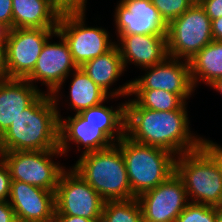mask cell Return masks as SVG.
I'll list each match as a JSON object with an SVG mask.
<instances>
[{
  "label": "cell",
  "mask_w": 222,
  "mask_h": 222,
  "mask_svg": "<svg viewBox=\"0 0 222 222\" xmlns=\"http://www.w3.org/2000/svg\"><path fill=\"white\" fill-rule=\"evenodd\" d=\"M125 103V135L132 141L163 148L176 156L201 146V137L194 136L189 128L187 103L171 111L142 108L134 99Z\"/></svg>",
  "instance_id": "cell-1"
},
{
  "label": "cell",
  "mask_w": 222,
  "mask_h": 222,
  "mask_svg": "<svg viewBox=\"0 0 222 222\" xmlns=\"http://www.w3.org/2000/svg\"><path fill=\"white\" fill-rule=\"evenodd\" d=\"M58 104L42 93L0 137V152L59 149Z\"/></svg>",
  "instance_id": "cell-2"
},
{
  "label": "cell",
  "mask_w": 222,
  "mask_h": 222,
  "mask_svg": "<svg viewBox=\"0 0 222 222\" xmlns=\"http://www.w3.org/2000/svg\"><path fill=\"white\" fill-rule=\"evenodd\" d=\"M72 169L105 201L136 198L131 190L127 169L120 148H109L80 155Z\"/></svg>",
  "instance_id": "cell-3"
},
{
  "label": "cell",
  "mask_w": 222,
  "mask_h": 222,
  "mask_svg": "<svg viewBox=\"0 0 222 222\" xmlns=\"http://www.w3.org/2000/svg\"><path fill=\"white\" fill-rule=\"evenodd\" d=\"M115 144L123 154L129 184L136 198L175 173L177 156L168 150L137 143L126 135Z\"/></svg>",
  "instance_id": "cell-4"
},
{
  "label": "cell",
  "mask_w": 222,
  "mask_h": 222,
  "mask_svg": "<svg viewBox=\"0 0 222 222\" xmlns=\"http://www.w3.org/2000/svg\"><path fill=\"white\" fill-rule=\"evenodd\" d=\"M175 172L184 183L189 202L222 205V173L201 146L177 156Z\"/></svg>",
  "instance_id": "cell-5"
},
{
  "label": "cell",
  "mask_w": 222,
  "mask_h": 222,
  "mask_svg": "<svg viewBox=\"0 0 222 222\" xmlns=\"http://www.w3.org/2000/svg\"><path fill=\"white\" fill-rule=\"evenodd\" d=\"M86 11L62 12L56 32L66 41L77 67L111 50L116 43L106 29L85 25Z\"/></svg>",
  "instance_id": "cell-6"
},
{
  "label": "cell",
  "mask_w": 222,
  "mask_h": 222,
  "mask_svg": "<svg viewBox=\"0 0 222 222\" xmlns=\"http://www.w3.org/2000/svg\"><path fill=\"white\" fill-rule=\"evenodd\" d=\"M166 37L168 56L189 61L213 41L211 19L200 4H193L167 25Z\"/></svg>",
  "instance_id": "cell-7"
},
{
  "label": "cell",
  "mask_w": 222,
  "mask_h": 222,
  "mask_svg": "<svg viewBox=\"0 0 222 222\" xmlns=\"http://www.w3.org/2000/svg\"><path fill=\"white\" fill-rule=\"evenodd\" d=\"M55 155L61 157L63 153L60 149L0 152V158L8 166L12 180L53 192L65 170L52 160Z\"/></svg>",
  "instance_id": "cell-8"
},
{
  "label": "cell",
  "mask_w": 222,
  "mask_h": 222,
  "mask_svg": "<svg viewBox=\"0 0 222 222\" xmlns=\"http://www.w3.org/2000/svg\"><path fill=\"white\" fill-rule=\"evenodd\" d=\"M105 200L72 168L61 173L55 191L54 215L81 216L101 221Z\"/></svg>",
  "instance_id": "cell-9"
},
{
  "label": "cell",
  "mask_w": 222,
  "mask_h": 222,
  "mask_svg": "<svg viewBox=\"0 0 222 222\" xmlns=\"http://www.w3.org/2000/svg\"><path fill=\"white\" fill-rule=\"evenodd\" d=\"M56 29L13 28L4 48L6 78L25 79L34 69L42 48Z\"/></svg>",
  "instance_id": "cell-10"
},
{
  "label": "cell",
  "mask_w": 222,
  "mask_h": 222,
  "mask_svg": "<svg viewBox=\"0 0 222 222\" xmlns=\"http://www.w3.org/2000/svg\"><path fill=\"white\" fill-rule=\"evenodd\" d=\"M55 36L60 38L58 43L45 42L33 71L25 78L31 84L36 80L42 81L47 86V94L51 95L55 104L59 101L58 94L61 86L69 75V72L78 67L74 63L72 54L64 38L57 32Z\"/></svg>",
  "instance_id": "cell-11"
},
{
  "label": "cell",
  "mask_w": 222,
  "mask_h": 222,
  "mask_svg": "<svg viewBox=\"0 0 222 222\" xmlns=\"http://www.w3.org/2000/svg\"><path fill=\"white\" fill-rule=\"evenodd\" d=\"M138 200L143 222H174L189 203L184 183L176 172L154 189L142 193Z\"/></svg>",
  "instance_id": "cell-12"
},
{
  "label": "cell",
  "mask_w": 222,
  "mask_h": 222,
  "mask_svg": "<svg viewBox=\"0 0 222 222\" xmlns=\"http://www.w3.org/2000/svg\"><path fill=\"white\" fill-rule=\"evenodd\" d=\"M144 69L149 71L131 81V90H165L179 95L185 102L195 90L187 60L168 56L161 63Z\"/></svg>",
  "instance_id": "cell-13"
},
{
  "label": "cell",
  "mask_w": 222,
  "mask_h": 222,
  "mask_svg": "<svg viewBox=\"0 0 222 222\" xmlns=\"http://www.w3.org/2000/svg\"><path fill=\"white\" fill-rule=\"evenodd\" d=\"M114 18L117 35H167V24L150 0H120Z\"/></svg>",
  "instance_id": "cell-14"
},
{
  "label": "cell",
  "mask_w": 222,
  "mask_h": 222,
  "mask_svg": "<svg viewBox=\"0 0 222 222\" xmlns=\"http://www.w3.org/2000/svg\"><path fill=\"white\" fill-rule=\"evenodd\" d=\"M9 204L17 222H53L55 192L21 181H11Z\"/></svg>",
  "instance_id": "cell-15"
},
{
  "label": "cell",
  "mask_w": 222,
  "mask_h": 222,
  "mask_svg": "<svg viewBox=\"0 0 222 222\" xmlns=\"http://www.w3.org/2000/svg\"><path fill=\"white\" fill-rule=\"evenodd\" d=\"M59 118V149L63 154L70 149L69 142L83 145L82 154L103 150L115 143L104 133V124L88 123L79 113Z\"/></svg>",
  "instance_id": "cell-16"
},
{
  "label": "cell",
  "mask_w": 222,
  "mask_h": 222,
  "mask_svg": "<svg viewBox=\"0 0 222 222\" xmlns=\"http://www.w3.org/2000/svg\"><path fill=\"white\" fill-rule=\"evenodd\" d=\"M118 44L124 68L134 63L142 69L159 64L168 57L166 35H118Z\"/></svg>",
  "instance_id": "cell-17"
},
{
  "label": "cell",
  "mask_w": 222,
  "mask_h": 222,
  "mask_svg": "<svg viewBox=\"0 0 222 222\" xmlns=\"http://www.w3.org/2000/svg\"><path fill=\"white\" fill-rule=\"evenodd\" d=\"M43 92L26 79H0V137Z\"/></svg>",
  "instance_id": "cell-18"
},
{
  "label": "cell",
  "mask_w": 222,
  "mask_h": 222,
  "mask_svg": "<svg viewBox=\"0 0 222 222\" xmlns=\"http://www.w3.org/2000/svg\"><path fill=\"white\" fill-rule=\"evenodd\" d=\"M80 69L109 97H124L130 95L131 81L123 84V86H119L115 91H110V86L126 71L116 45L105 54L85 62Z\"/></svg>",
  "instance_id": "cell-19"
},
{
  "label": "cell",
  "mask_w": 222,
  "mask_h": 222,
  "mask_svg": "<svg viewBox=\"0 0 222 222\" xmlns=\"http://www.w3.org/2000/svg\"><path fill=\"white\" fill-rule=\"evenodd\" d=\"M61 13L52 0H12L13 28L57 29Z\"/></svg>",
  "instance_id": "cell-20"
},
{
  "label": "cell",
  "mask_w": 222,
  "mask_h": 222,
  "mask_svg": "<svg viewBox=\"0 0 222 222\" xmlns=\"http://www.w3.org/2000/svg\"><path fill=\"white\" fill-rule=\"evenodd\" d=\"M188 62L194 88L199 81L210 86L222 78V42L213 40Z\"/></svg>",
  "instance_id": "cell-21"
},
{
  "label": "cell",
  "mask_w": 222,
  "mask_h": 222,
  "mask_svg": "<svg viewBox=\"0 0 222 222\" xmlns=\"http://www.w3.org/2000/svg\"><path fill=\"white\" fill-rule=\"evenodd\" d=\"M126 103L113 109L103 104L90 107L79 114L88 122L104 124V133L113 141L119 142L125 136Z\"/></svg>",
  "instance_id": "cell-22"
},
{
  "label": "cell",
  "mask_w": 222,
  "mask_h": 222,
  "mask_svg": "<svg viewBox=\"0 0 222 222\" xmlns=\"http://www.w3.org/2000/svg\"><path fill=\"white\" fill-rule=\"evenodd\" d=\"M70 86V105L76 114L90 107L101 104L110 97L95 84L80 67L73 71Z\"/></svg>",
  "instance_id": "cell-23"
},
{
  "label": "cell",
  "mask_w": 222,
  "mask_h": 222,
  "mask_svg": "<svg viewBox=\"0 0 222 222\" xmlns=\"http://www.w3.org/2000/svg\"><path fill=\"white\" fill-rule=\"evenodd\" d=\"M142 107L155 111H171L180 109L186 102L177 94L165 90H131L130 96Z\"/></svg>",
  "instance_id": "cell-24"
},
{
  "label": "cell",
  "mask_w": 222,
  "mask_h": 222,
  "mask_svg": "<svg viewBox=\"0 0 222 222\" xmlns=\"http://www.w3.org/2000/svg\"><path fill=\"white\" fill-rule=\"evenodd\" d=\"M100 222H143L138 198L105 201Z\"/></svg>",
  "instance_id": "cell-25"
},
{
  "label": "cell",
  "mask_w": 222,
  "mask_h": 222,
  "mask_svg": "<svg viewBox=\"0 0 222 222\" xmlns=\"http://www.w3.org/2000/svg\"><path fill=\"white\" fill-rule=\"evenodd\" d=\"M174 222H216V207L189 202Z\"/></svg>",
  "instance_id": "cell-26"
},
{
  "label": "cell",
  "mask_w": 222,
  "mask_h": 222,
  "mask_svg": "<svg viewBox=\"0 0 222 222\" xmlns=\"http://www.w3.org/2000/svg\"><path fill=\"white\" fill-rule=\"evenodd\" d=\"M157 8L160 16L168 25L171 21L181 16L192 5L191 0H150Z\"/></svg>",
  "instance_id": "cell-27"
},
{
  "label": "cell",
  "mask_w": 222,
  "mask_h": 222,
  "mask_svg": "<svg viewBox=\"0 0 222 222\" xmlns=\"http://www.w3.org/2000/svg\"><path fill=\"white\" fill-rule=\"evenodd\" d=\"M11 181L9 168L0 158V201H8Z\"/></svg>",
  "instance_id": "cell-28"
},
{
  "label": "cell",
  "mask_w": 222,
  "mask_h": 222,
  "mask_svg": "<svg viewBox=\"0 0 222 222\" xmlns=\"http://www.w3.org/2000/svg\"><path fill=\"white\" fill-rule=\"evenodd\" d=\"M201 147L211 156L222 173V147L205 138H201Z\"/></svg>",
  "instance_id": "cell-29"
},
{
  "label": "cell",
  "mask_w": 222,
  "mask_h": 222,
  "mask_svg": "<svg viewBox=\"0 0 222 222\" xmlns=\"http://www.w3.org/2000/svg\"><path fill=\"white\" fill-rule=\"evenodd\" d=\"M62 11H86L87 0H52Z\"/></svg>",
  "instance_id": "cell-30"
},
{
  "label": "cell",
  "mask_w": 222,
  "mask_h": 222,
  "mask_svg": "<svg viewBox=\"0 0 222 222\" xmlns=\"http://www.w3.org/2000/svg\"><path fill=\"white\" fill-rule=\"evenodd\" d=\"M200 5L211 20L222 17V0H203Z\"/></svg>",
  "instance_id": "cell-31"
},
{
  "label": "cell",
  "mask_w": 222,
  "mask_h": 222,
  "mask_svg": "<svg viewBox=\"0 0 222 222\" xmlns=\"http://www.w3.org/2000/svg\"><path fill=\"white\" fill-rule=\"evenodd\" d=\"M0 21L13 29L12 0H0Z\"/></svg>",
  "instance_id": "cell-32"
},
{
  "label": "cell",
  "mask_w": 222,
  "mask_h": 222,
  "mask_svg": "<svg viewBox=\"0 0 222 222\" xmlns=\"http://www.w3.org/2000/svg\"><path fill=\"white\" fill-rule=\"evenodd\" d=\"M0 222H17L15 212L9 201H0Z\"/></svg>",
  "instance_id": "cell-33"
},
{
  "label": "cell",
  "mask_w": 222,
  "mask_h": 222,
  "mask_svg": "<svg viewBox=\"0 0 222 222\" xmlns=\"http://www.w3.org/2000/svg\"><path fill=\"white\" fill-rule=\"evenodd\" d=\"M213 40L222 42V17L211 20Z\"/></svg>",
  "instance_id": "cell-34"
},
{
  "label": "cell",
  "mask_w": 222,
  "mask_h": 222,
  "mask_svg": "<svg viewBox=\"0 0 222 222\" xmlns=\"http://www.w3.org/2000/svg\"><path fill=\"white\" fill-rule=\"evenodd\" d=\"M53 222H94V221L81 216L54 215Z\"/></svg>",
  "instance_id": "cell-35"
},
{
  "label": "cell",
  "mask_w": 222,
  "mask_h": 222,
  "mask_svg": "<svg viewBox=\"0 0 222 222\" xmlns=\"http://www.w3.org/2000/svg\"><path fill=\"white\" fill-rule=\"evenodd\" d=\"M10 30L11 28L7 24L0 21V46L3 49L5 48L6 42L8 40Z\"/></svg>",
  "instance_id": "cell-36"
},
{
  "label": "cell",
  "mask_w": 222,
  "mask_h": 222,
  "mask_svg": "<svg viewBox=\"0 0 222 222\" xmlns=\"http://www.w3.org/2000/svg\"><path fill=\"white\" fill-rule=\"evenodd\" d=\"M5 77L4 70V49L0 46V79Z\"/></svg>",
  "instance_id": "cell-37"
},
{
  "label": "cell",
  "mask_w": 222,
  "mask_h": 222,
  "mask_svg": "<svg viewBox=\"0 0 222 222\" xmlns=\"http://www.w3.org/2000/svg\"><path fill=\"white\" fill-rule=\"evenodd\" d=\"M210 87L214 88L215 90L220 92V94H222V78L216 80L214 83L210 85Z\"/></svg>",
  "instance_id": "cell-38"
},
{
  "label": "cell",
  "mask_w": 222,
  "mask_h": 222,
  "mask_svg": "<svg viewBox=\"0 0 222 222\" xmlns=\"http://www.w3.org/2000/svg\"><path fill=\"white\" fill-rule=\"evenodd\" d=\"M216 222H222V205L216 206Z\"/></svg>",
  "instance_id": "cell-39"
},
{
  "label": "cell",
  "mask_w": 222,
  "mask_h": 222,
  "mask_svg": "<svg viewBox=\"0 0 222 222\" xmlns=\"http://www.w3.org/2000/svg\"><path fill=\"white\" fill-rule=\"evenodd\" d=\"M193 4H200L203 0H191Z\"/></svg>",
  "instance_id": "cell-40"
}]
</instances>
